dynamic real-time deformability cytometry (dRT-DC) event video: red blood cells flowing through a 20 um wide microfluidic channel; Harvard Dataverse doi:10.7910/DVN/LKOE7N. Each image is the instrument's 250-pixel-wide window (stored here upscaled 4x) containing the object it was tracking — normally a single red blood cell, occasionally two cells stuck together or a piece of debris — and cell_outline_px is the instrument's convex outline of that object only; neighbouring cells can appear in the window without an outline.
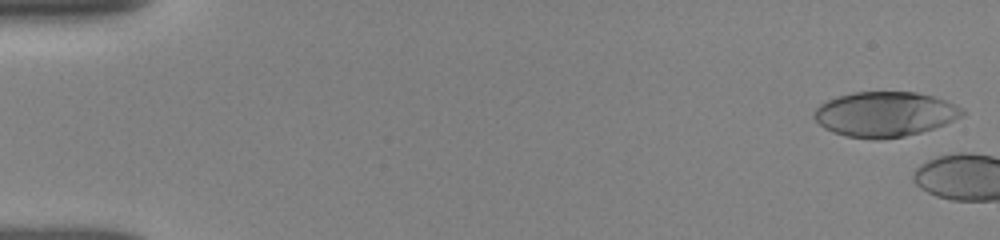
{"species": "human", "species_latin": "Homo sapiens", "temperature_condition": "room temperature", "stored_images_in_passage": 3, "camera_frame_rate_fps": 3000, "um_per_image_px": 0.085, "donor": {"sex": "female"}, "frame": {"image": 1, "passage_image": 1, "time_ms": 0.0, "image_size_px": [1000, 240], "cell_outline_px": [[964, 116], [944, 124], [920, 132], [904, 136], [880, 140], [872, 140], [848, 136], [832, 132], [824, 128], [812, 116], [816, 108], [820, 104], [836, 96], [852, 92], [916, 92], [932, 96], [956, 104], [964, 108]], "centroid_in_image_um": [75.21, 9.7], "position_along_channel_um": 9.8, "area_um2": 38.96}}